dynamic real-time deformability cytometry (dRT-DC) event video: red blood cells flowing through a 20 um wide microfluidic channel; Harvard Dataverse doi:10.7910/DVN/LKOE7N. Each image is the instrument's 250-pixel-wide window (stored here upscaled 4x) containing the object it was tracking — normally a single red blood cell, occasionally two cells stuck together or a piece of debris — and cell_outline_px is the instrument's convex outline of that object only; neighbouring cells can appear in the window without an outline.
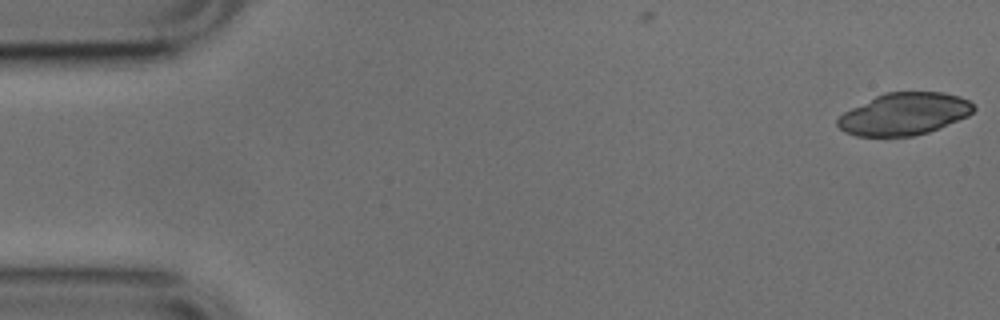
{"species": "common noctule bat (a hibernating species)", "species_latin": "Nyctalus noctula", "temperature_condition": "cold", "stored_images_in_passage": 9, "camera_frame_rate_fps": 3000, "um_per_image_px": 0.085, "animal": {"sex": "male", "body_mass_g": 17.9, "forearm_length_mm": 54.2}, "frame": {"image": 1, "passage_image": 1, "time_ms": 0.0, "image_size_px": [1000, 320], "cell_outline_px": [[976, 108], [968, 116], [940, 128], [928, 132], [912, 136], [856, 136], [844, 132], [836, 124], [836, 120], [844, 112], [884, 92], [944, 92], [960, 96], [968, 100]], "centroid_in_image_um": [76.87, 9.69], "position_along_channel_um": 8.1, "area_um2": 33.35}}